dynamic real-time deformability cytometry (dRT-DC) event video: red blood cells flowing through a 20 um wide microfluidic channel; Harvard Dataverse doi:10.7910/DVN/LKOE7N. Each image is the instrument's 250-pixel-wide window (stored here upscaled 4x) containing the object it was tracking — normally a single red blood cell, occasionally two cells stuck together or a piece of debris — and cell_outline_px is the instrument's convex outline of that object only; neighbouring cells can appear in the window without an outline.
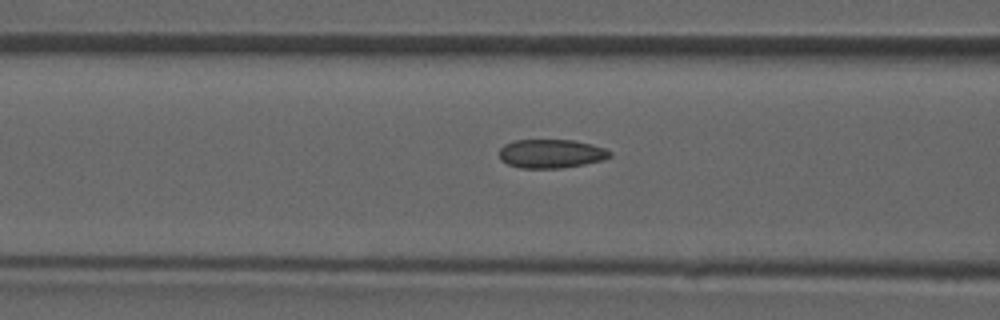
{"species": "common noctule bat (a hibernating species)", "species_latin": "Nyctalus noctula", "temperature_condition": "room temperature", "stored_images_in_passage": 43, "camera_frame_rate_fps": 3000, "um_per_image_px": 0.085, "animal": {"sex": "male", "forearm_length_mm": 52.5}, "frame": {"image": 1, "passage_image": 19, "time_ms": 6.0, "image_size_px": [1000, 320], "cell_outline_px": [[612, 156], [604, 160], [584, 164], [560, 168], [520, 168], [508, 164], [500, 160], [500, 148], [504, 144], [516, 140], [572, 140], [592, 144], [604, 148], [612, 152]], "centroid_in_image_um": [46.86, 13.06], "position_along_channel_um": 119.7, "area_um2": 18.61}}